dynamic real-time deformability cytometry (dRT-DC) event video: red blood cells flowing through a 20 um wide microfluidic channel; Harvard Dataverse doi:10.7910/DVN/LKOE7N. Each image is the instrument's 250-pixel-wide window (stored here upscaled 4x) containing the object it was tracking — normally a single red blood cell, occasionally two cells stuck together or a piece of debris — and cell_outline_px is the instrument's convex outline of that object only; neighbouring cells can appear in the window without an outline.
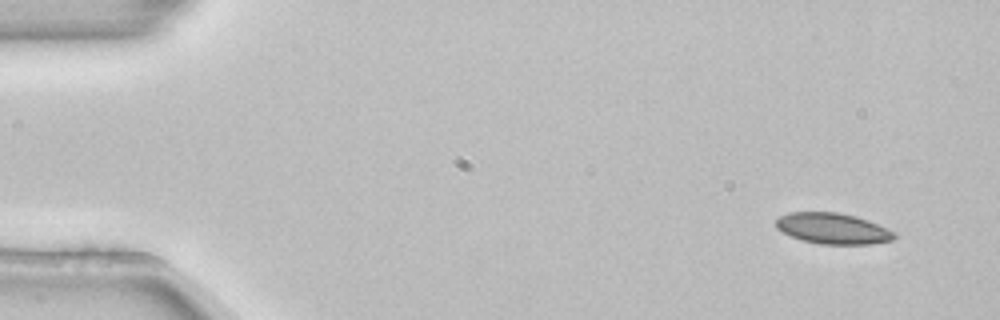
{"species": "common noctule bat (a hibernating species)", "species_latin": "Nyctalus noctula", "temperature_condition": "room temperature", "stored_images_in_passage": 5, "camera_frame_rate_fps": 3000, "um_per_image_px": 0.085, "animal": {"sex": "female", "body_mass_g": 22.7, "forearm_length_mm": 54.2}, "frame": {"image": 1, "passage_image": 1, "time_ms": 0.0, "image_size_px": [1000, 320], "cell_outline_px": [[896, 236], [892, 240], [872, 244], [820, 244], [800, 240], [776, 228], [776, 220], [780, 216], [788, 212], [836, 212], [856, 216], [868, 220], [896, 232]], "centroid_in_image_um": [70.8, 19.42], "position_along_channel_um": 14.2, "area_um2": 21.33}}
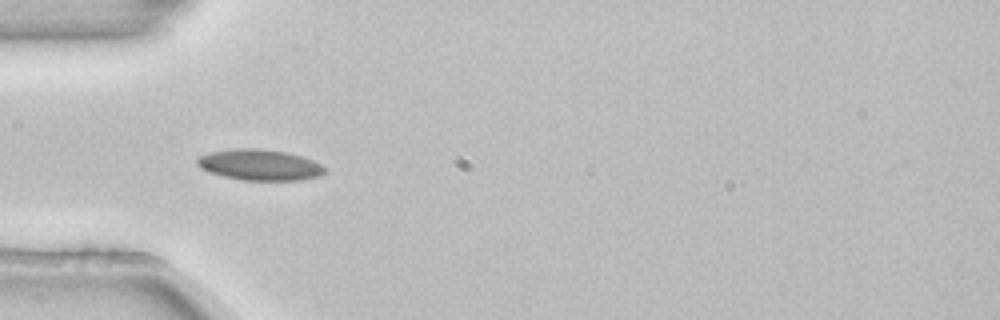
{"frame": {"image": 2, "passage_image": 4, "time_ms": 1.0, "image_size_px": [1000, 320], "cell_outline_px": [[324, 172], [320, 176], [300, 180], [240, 180], [208, 172], [200, 168], [196, 164], [196, 160], [200, 156], [212, 152], [232, 148], [260, 148], [288, 152], [312, 160], [320, 164], [324, 168]], "centroid_in_image_um": [22.04, 14.01], "position_along_channel_um": 63.0, "area_um2": 23.0}}